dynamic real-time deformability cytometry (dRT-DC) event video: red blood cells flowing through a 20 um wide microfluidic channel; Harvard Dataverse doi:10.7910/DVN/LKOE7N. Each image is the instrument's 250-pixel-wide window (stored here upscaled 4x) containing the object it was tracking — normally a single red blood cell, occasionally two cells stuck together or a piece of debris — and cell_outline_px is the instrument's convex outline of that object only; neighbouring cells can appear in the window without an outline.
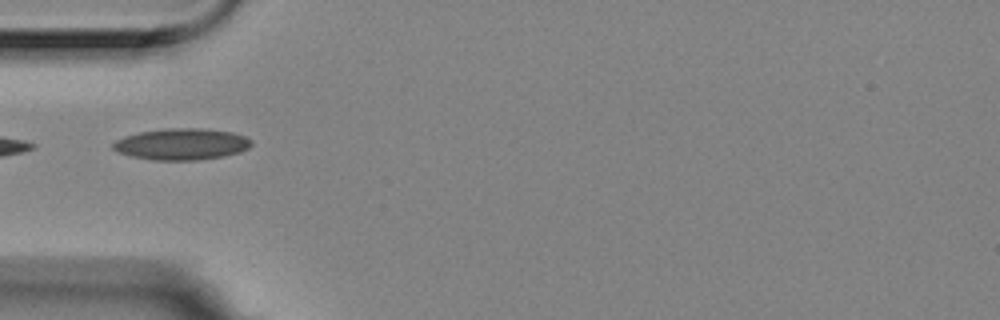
{"species": "Egyptian fruit bat (a non-hibernating species)", "species_latin": "Rousettus aegyptiacus", "temperature_condition": "room temperature", "stored_images_in_passage": 6, "camera_frame_rate_fps": 3000, "um_per_image_px": 0.085, "animal": {"sex": "female"}, "frame": {"image": 1, "passage_image": 1, "time_ms": 0.0, "image_size_px": [1000, 320], "cell_outline_px": [[252, 144], [248, 148], [240, 152], [224, 156], [196, 160], [156, 160], [132, 156], [120, 152], [112, 148], [112, 144], [116, 140], [124, 136], [140, 132], [164, 128], [204, 128], [232, 132], [244, 136], [252, 140]], "centroid_in_image_um": [15.46, 12.24], "position_along_channel_um": 69.5, "area_um2": 25.32}}
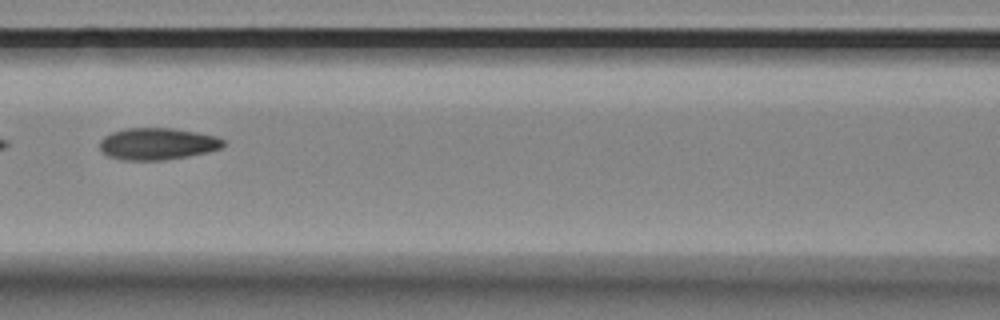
{"frame": {"image": 2, "passage_image": 3, "time_ms": 0.667, "image_size_px": [1000, 320], "cell_outline_px": [[224, 144], [220, 148], [208, 152], [188, 156], [164, 160], [124, 160], [108, 156], [100, 148], [100, 140], [104, 136], [112, 132], [124, 128], [172, 128], [196, 132], [216, 136], [224, 140]], "centroid_in_image_um": [13.37, 12.22], "position_along_channel_um": 153.2, "area_um2": 22.89}}
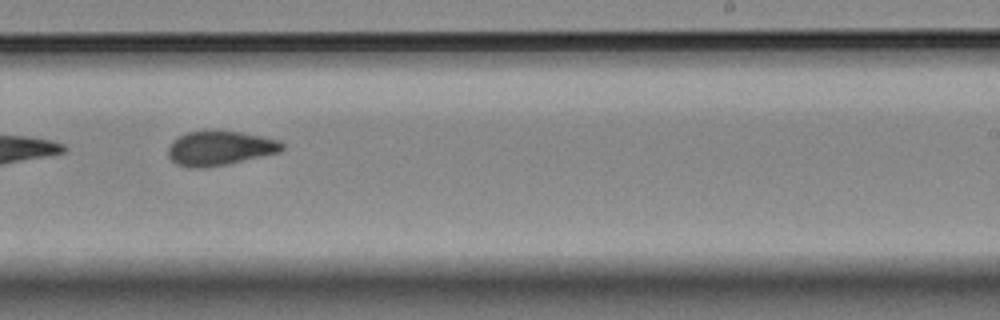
{"frame": {"image": 3, "passage_image": 6, "time_ms": 1.667, "image_size_px": [1000, 320], "cell_outline_px": [[284, 148], [280, 152], [228, 164], [204, 168], [188, 168], [176, 164], [168, 156], [168, 148], [172, 140], [188, 132], [212, 128], [240, 132], [280, 140], [284, 144]], "centroid_in_image_um": [18.67, 12.58], "position_along_channel_um": 270.3, "area_um2": 23.41}}